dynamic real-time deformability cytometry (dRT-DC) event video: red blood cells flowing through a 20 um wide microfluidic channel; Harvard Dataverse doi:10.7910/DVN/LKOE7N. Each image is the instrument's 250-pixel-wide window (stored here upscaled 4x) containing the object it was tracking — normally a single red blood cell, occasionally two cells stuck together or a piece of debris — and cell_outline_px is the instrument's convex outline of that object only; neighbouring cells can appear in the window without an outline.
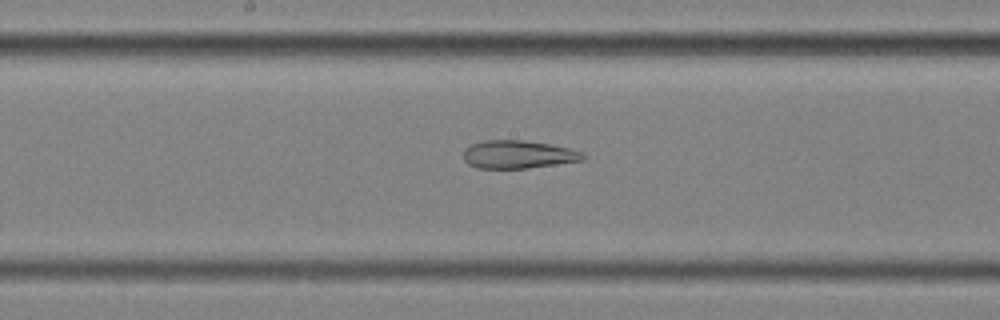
{"species": "common noctule bat (a hibernating species)", "species_latin": "Nyctalus noctula", "temperature_condition": "cold", "stored_images_in_passage": 42, "camera_frame_rate_fps": 3000, "um_per_image_px": 0.085, "animal": {"sex": "female", "body_mass_g": 25.1}, "frame": {"image": 1, "passage_image": 15, "time_ms": 4.667, "image_size_px": [1000, 320], "cell_outline_px": [[584, 160], [528, 168], [476, 168], [468, 164], [464, 160], [464, 152], [472, 144], [484, 140], [524, 140], [572, 148], [580, 152], [584, 156]], "centroid_in_image_um": [44.04, 13.13], "position_along_channel_um": 204.2, "area_um2": 19.36}}
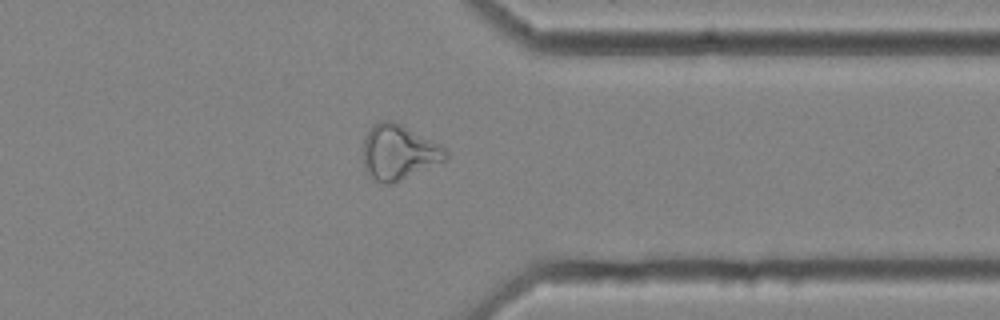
{"frame": {"image": 2, "passage_image": 30, "time_ms": 9.667, "image_size_px": [1000, 320], "cell_outline_px": [[448, 156], [444, 160], [388, 184], [384, 184], [368, 176], [364, 168], [364, 136], [372, 124], [380, 120], [392, 120], [448, 148]], "centroid_in_image_um": [33.85, 12.9], "position_along_channel_um": 377.5, "area_um2": 26.07}}
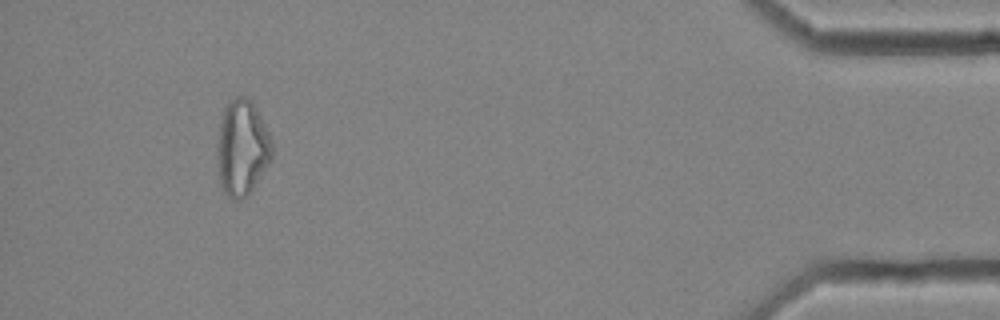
{"frame": {"image": 3, "passage_image": 38, "time_ms": 12.333, "image_size_px": [1000, 320], "cell_outline_px": [[272, 156], [268, 164], [252, 188], [240, 200], [232, 200], [224, 192], [220, 184], [216, 164], [216, 140], [220, 120], [224, 108], [236, 96], [244, 96], [252, 100], [268, 132], [272, 144]], "centroid_in_image_um": [20.53, 12.55], "position_along_channel_um": 414.7, "area_um2": 30.63}, "authors_computed_cell_mechanics": {"area_um2": 23.8425, "velocity_mm_per_s": 3.531, "shape_relaxation_time_tau1_ms": null, "shape_relaxation_time_tau2_ms": 3.0102, "deformation_change_tau1": null, "deformation_change_tau2": 0.1282}}